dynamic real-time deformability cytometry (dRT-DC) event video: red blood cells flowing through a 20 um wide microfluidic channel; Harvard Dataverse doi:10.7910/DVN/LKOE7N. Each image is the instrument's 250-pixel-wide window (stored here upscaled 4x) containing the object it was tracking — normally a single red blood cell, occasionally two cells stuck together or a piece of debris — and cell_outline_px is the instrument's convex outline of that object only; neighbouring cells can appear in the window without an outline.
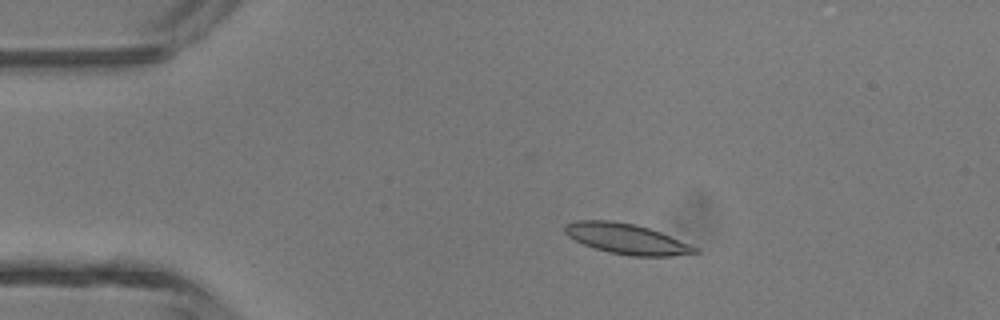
{"species": "common noctule bat (a hibernating species)", "species_latin": "Nyctalus noctula", "temperature_condition": "room temperature", "stored_images_in_passage": 38, "camera_frame_rate_fps": 3000, "um_per_image_px": 0.085, "animal": {"sex": "male", "body_mass_g": 13.3}, "frame": {"image": 1, "passage_image": 1, "time_ms": 0.0, "image_size_px": [1000, 320], "cell_outline_px": [[700, 252], [672, 256], [632, 256], [608, 252], [584, 244], [568, 236], [564, 232], [564, 224], [576, 220], [612, 220], [636, 224], [660, 232], [700, 248]], "centroid_in_image_um": [53.26, 20.29], "position_along_channel_um": 31.7, "area_um2": 23.06}}
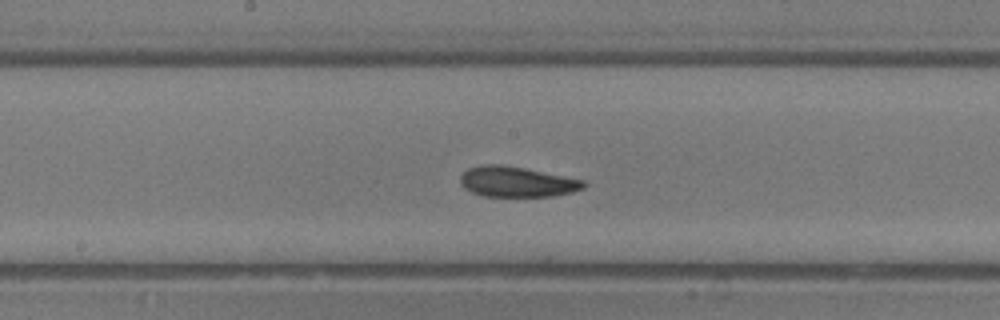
{"frame": {"image": 2, "passage_image": 16, "time_ms": 5.0, "image_size_px": [1000, 320], "cell_outline_px": [[588, 184], [584, 188], [572, 192], [552, 196], [484, 196], [472, 192], [464, 188], [460, 184], [460, 176], [468, 168], [480, 164], [504, 164], [584, 180]], "centroid_in_image_um": [43.91, 15.44], "position_along_channel_um": 204.3, "area_um2": 21.91}}
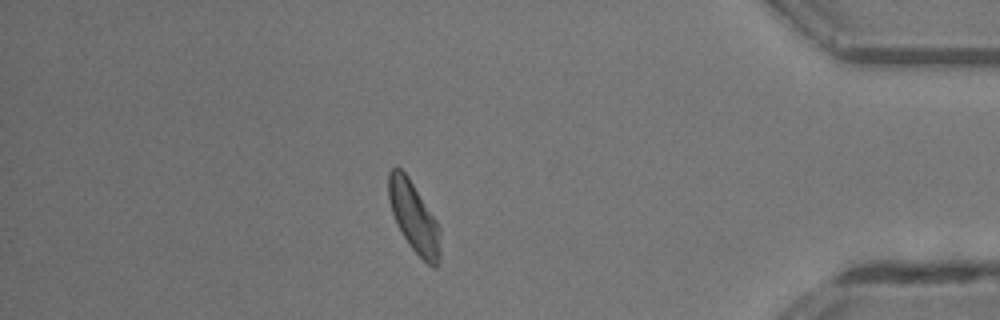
{"frame": {"image": 3, "passage_image": 32, "time_ms": 10.333, "image_size_px": [1000, 320], "cell_outline_px": [[440, 256], [436, 268], [432, 268], [408, 244], [396, 224], [388, 200], [388, 172], [392, 168], [400, 168], [408, 176], [436, 220], [440, 228]], "centroid_in_image_um": [35.17, 18.47], "position_along_channel_um": 400.0, "area_um2": 21.15}, "authors_computed_cell_mechanics": {"area_um2": 21.6461, "velocity_mm_per_s": 4.4378, "shape_relaxation_time_tau1_ms": 5.5023, "shape_relaxation_time_tau2_ms": 1.9809, "deformation_change_tau1": 0.1472, "deformation_change_tau2": 0.0831}}